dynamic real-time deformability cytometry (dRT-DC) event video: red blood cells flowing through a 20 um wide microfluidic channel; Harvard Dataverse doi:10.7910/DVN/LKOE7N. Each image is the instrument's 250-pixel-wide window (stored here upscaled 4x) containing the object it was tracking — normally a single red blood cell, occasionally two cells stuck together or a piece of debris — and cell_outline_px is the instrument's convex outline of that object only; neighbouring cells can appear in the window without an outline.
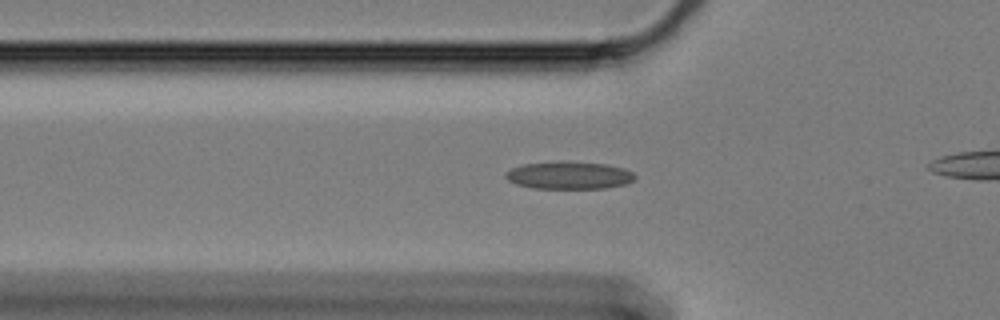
{"species": "Egyptian fruit bat (a non-hibernating species)", "species_latin": "Rousettus aegyptiacus", "temperature_condition": "cold", "stored_images_in_passage": 45, "camera_frame_rate_fps": 3000, "um_per_image_px": 0.085, "animal": {"sex": "female"}, "frame": {"image": 1, "passage_image": 13, "time_ms": 4.0, "image_size_px": [1000, 320], "cell_outline_px": [[636, 176], [632, 180], [624, 184], [604, 188], [532, 188], [516, 184], [508, 180], [504, 176], [504, 172], [512, 168], [524, 164], [560, 160], [568, 160], [608, 164], [624, 168], [632, 172]], "centroid_in_image_um": [48.34, 14.87], "position_along_channel_um": 77.5, "area_um2": 21.04}}
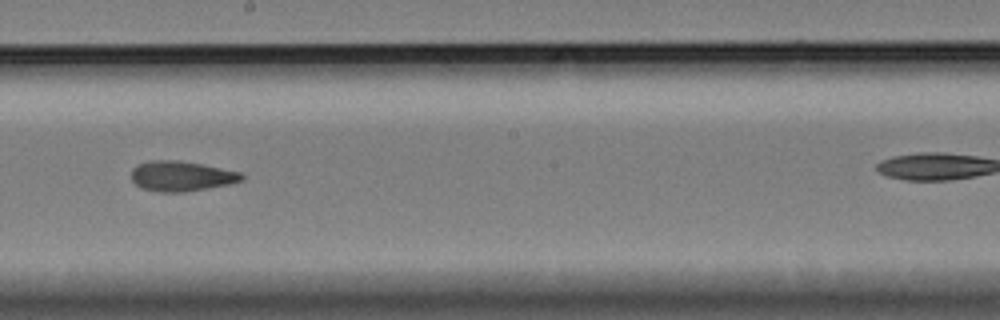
{"frame": {"image": 2, "passage_image": 27, "time_ms": 8.667, "image_size_px": [1000, 320], "cell_outline_px": [[244, 180], [232, 184], [184, 192], [156, 192], [140, 188], [132, 180], [132, 168], [136, 164], [152, 160], [180, 160], [240, 172], [244, 176]], "centroid_in_image_um": [15.4, 14.98], "position_along_channel_um": 232.8, "area_um2": 19.54}}
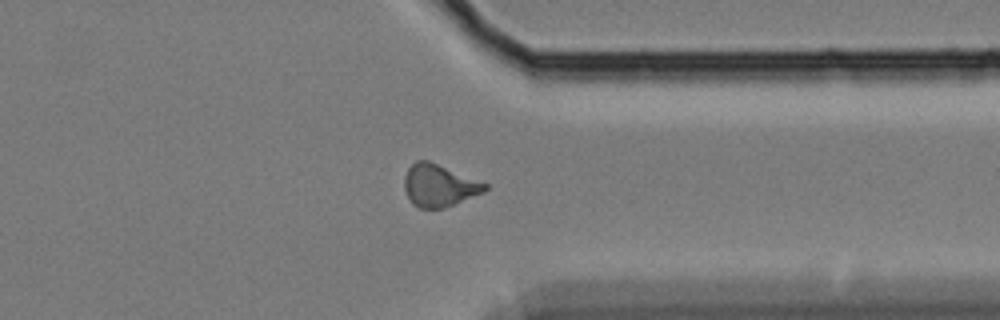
{"frame": {"image": 3, "passage_image": 40, "time_ms": 13.0, "image_size_px": [1000, 320], "cell_outline_px": [[488, 188], [484, 192], [444, 208], [420, 208], [412, 204], [404, 188], [404, 176], [408, 168], [416, 160], [428, 160], [488, 184]], "centroid_in_image_um": [37.31, 15.76], "position_along_channel_um": 374.1, "area_um2": 19.71}}